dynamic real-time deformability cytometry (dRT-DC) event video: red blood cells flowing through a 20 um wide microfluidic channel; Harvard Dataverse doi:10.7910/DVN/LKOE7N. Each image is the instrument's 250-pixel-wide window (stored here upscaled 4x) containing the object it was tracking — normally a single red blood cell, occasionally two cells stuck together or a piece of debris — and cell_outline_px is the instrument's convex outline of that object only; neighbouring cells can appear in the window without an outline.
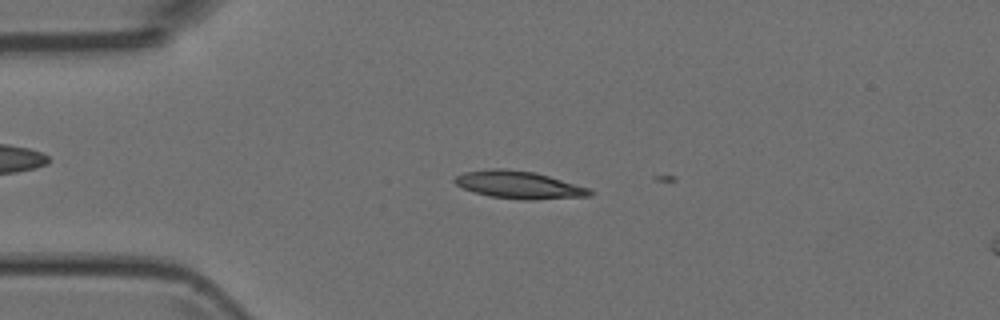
{"species": "Egyptian fruit bat (a non-hibernating species)", "species_latin": "Rousettus aegyptiacus", "temperature_condition": "room temperature", "stored_images_in_passage": 2, "camera_frame_rate_fps": 3000, "um_per_image_px": 0.085, "animal": {"sex": "female"}, "frame": {"image": 1, "passage_image": 1, "time_ms": 0.0, "image_size_px": [1000, 320], "cell_outline_px": [[596, 192], [592, 196], [532, 200], [524, 200], [488, 196], [464, 188], [456, 184], [452, 180], [456, 176], [464, 172], [492, 168], [504, 168], [536, 172], [592, 188]], "centroid_in_image_um": [44.19, 15.71], "position_along_channel_um": 40.8, "area_um2": 22.02}}